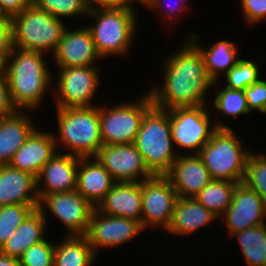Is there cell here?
Returning <instances> with one entry per match:
<instances>
[{"mask_svg":"<svg viewBox=\"0 0 266 266\" xmlns=\"http://www.w3.org/2000/svg\"><path fill=\"white\" fill-rule=\"evenodd\" d=\"M251 152L243 183L257 192L266 203V154Z\"/></svg>","mask_w":266,"mask_h":266,"instance_id":"d6a6232c","label":"cell"},{"mask_svg":"<svg viewBox=\"0 0 266 266\" xmlns=\"http://www.w3.org/2000/svg\"><path fill=\"white\" fill-rule=\"evenodd\" d=\"M168 1H170V0H149L144 6L148 7L147 9H151V10L153 9L156 12L158 11V13H159V9H160V13L162 12L161 18H163V21L166 22V24H167V20H168V24L172 25V22H175L174 20H176V18H178V19L180 18V17H178V15L182 17L184 15L183 12L186 13L190 9H189V6L185 4L187 2V0L186 1L185 0H178V1L175 0V2L172 0L170 2H168Z\"/></svg>","mask_w":266,"mask_h":266,"instance_id":"d590c367","label":"cell"},{"mask_svg":"<svg viewBox=\"0 0 266 266\" xmlns=\"http://www.w3.org/2000/svg\"><path fill=\"white\" fill-rule=\"evenodd\" d=\"M96 209L110 216L141 222L142 182H116Z\"/></svg>","mask_w":266,"mask_h":266,"instance_id":"ffe728a7","label":"cell"},{"mask_svg":"<svg viewBox=\"0 0 266 266\" xmlns=\"http://www.w3.org/2000/svg\"><path fill=\"white\" fill-rule=\"evenodd\" d=\"M218 219L204 205L199 203L195 198H177L174 206L171 223L165 230L170 234L176 235H192L196 230H200L203 226Z\"/></svg>","mask_w":266,"mask_h":266,"instance_id":"603a6c76","label":"cell"},{"mask_svg":"<svg viewBox=\"0 0 266 266\" xmlns=\"http://www.w3.org/2000/svg\"><path fill=\"white\" fill-rule=\"evenodd\" d=\"M134 145L153 175H166L179 156L171 137L169 110L153 105L144 115Z\"/></svg>","mask_w":266,"mask_h":266,"instance_id":"3957f363","label":"cell"},{"mask_svg":"<svg viewBox=\"0 0 266 266\" xmlns=\"http://www.w3.org/2000/svg\"><path fill=\"white\" fill-rule=\"evenodd\" d=\"M13 46L22 50L54 53L67 26L31 3L12 18Z\"/></svg>","mask_w":266,"mask_h":266,"instance_id":"52a82bcc","label":"cell"},{"mask_svg":"<svg viewBox=\"0 0 266 266\" xmlns=\"http://www.w3.org/2000/svg\"><path fill=\"white\" fill-rule=\"evenodd\" d=\"M135 8H100L89 11L87 17L95 20L87 26L97 53L102 58L118 56L131 51L137 16Z\"/></svg>","mask_w":266,"mask_h":266,"instance_id":"5b68a950","label":"cell"},{"mask_svg":"<svg viewBox=\"0 0 266 266\" xmlns=\"http://www.w3.org/2000/svg\"><path fill=\"white\" fill-rule=\"evenodd\" d=\"M32 3L59 19L89 13L85 0H32Z\"/></svg>","mask_w":266,"mask_h":266,"instance_id":"836d02e7","label":"cell"},{"mask_svg":"<svg viewBox=\"0 0 266 266\" xmlns=\"http://www.w3.org/2000/svg\"><path fill=\"white\" fill-rule=\"evenodd\" d=\"M45 53L13 47L8 57L7 80L11 100L17 110H35L52 84ZM51 83V84H50Z\"/></svg>","mask_w":266,"mask_h":266,"instance_id":"7a4b0ae2","label":"cell"},{"mask_svg":"<svg viewBox=\"0 0 266 266\" xmlns=\"http://www.w3.org/2000/svg\"><path fill=\"white\" fill-rule=\"evenodd\" d=\"M57 151L54 133L44 132L37 127L14 153L9 165L37 178Z\"/></svg>","mask_w":266,"mask_h":266,"instance_id":"d6986e66","label":"cell"},{"mask_svg":"<svg viewBox=\"0 0 266 266\" xmlns=\"http://www.w3.org/2000/svg\"><path fill=\"white\" fill-rule=\"evenodd\" d=\"M39 207V204H10L0 206V249L20 224Z\"/></svg>","mask_w":266,"mask_h":266,"instance_id":"f546056e","label":"cell"},{"mask_svg":"<svg viewBox=\"0 0 266 266\" xmlns=\"http://www.w3.org/2000/svg\"><path fill=\"white\" fill-rule=\"evenodd\" d=\"M209 109L206 105L169 110L171 137L176 150L191 149L192 154H198L217 128H230L221 122L212 124Z\"/></svg>","mask_w":266,"mask_h":266,"instance_id":"9c48e42d","label":"cell"},{"mask_svg":"<svg viewBox=\"0 0 266 266\" xmlns=\"http://www.w3.org/2000/svg\"><path fill=\"white\" fill-rule=\"evenodd\" d=\"M132 2L137 1L139 4H142L143 6L149 1V0H131Z\"/></svg>","mask_w":266,"mask_h":266,"instance_id":"f6af8a7d","label":"cell"},{"mask_svg":"<svg viewBox=\"0 0 266 266\" xmlns=\"http://www.w3.org/2000/svg\"><path fill=\"white\" fill-rule=\"evenodd\" d=\"M13 47L12 18L0 16V51H12Z\"/></svg>","mask_w":266,"mask_h":266,"instance_id":"f35d334b","label":"cell"},{"mask_svg":"<svg viewBox=\"0 0 266 266\" xmlns=\"http://www.w3.org/2000/svg\"><path fill=\"white\" fill-rule=\"evenodd\" d=\"M259 65L256 61L240 59L225 75L227 88L244 90L260 79Z\"/></svg>","mask_w":266,"mask_h":266,"instance_id":"1f68e13d","label":"cell"},{"mask_svg":"<svg viewBox=\"0 0 266 266\" xmlns=\"http://www.w3.org/2000/svg\"><path fill=\"white\" fill-rule=\"evenodd\" d=\"M247 25L258 24L266 18V0H240Z\"/></svg>","mask_w":266,"mask_h":266,"instance_id":"74e56055","label":"cell"},{"mask_svg":"<svg viewBox=\"0 0 266 266\" xmlns=\"http://www.w3.org/2000/svg\"><path fill=\"white\" fill-rule=\"evenodd\" d=\"M177 193L165 175H154L142 181V216L144 229L166 230L171 223Z\"/></svg>","mask_w":266,"mask_h":266,"instance_id":"8fae6325","label":"cell"},{"mask_svg":"<svg viewBox=\"0 0 266 266\" xmlns=\"http://www.w3.org/2000/svg\"><path fill=\"white\" fill-rule=\"evenodd\" d=\"M180 198H194L212 180L198 154H179L165 175Z\"/></svg>","mask_w":266,"mask_h":266,"instance_id":"ac0fdd59","label":"cell"},{"mask_svg":"<svg viewBox=\"0 0 266 266\" xmlns=\"http://www.w3.org/2000/svg\"><path fill=\"white\" fill-rule=\"evenodd\" d=\"M39 204L36 177L8 165H0V206Z\"/></svg>","mask_w":266,"mask_h":266,"instance_id":"44dd1931","label":"cell"},{"mask_svg":"<svg viewBox=\"0 0 266 266\" xmlns=\"http://www.w3.org/2000/svg\"><path fill=\"white\" fill-rule=\"evenodd\" d=\"M143 231L145 229L138 220L110 216L101 213L95 208L90 218L88 232L85 236L97 256L100 248H113L118 245H123L136 238Z\"/></svg>","mask_w":266,"mask_h":266,"instance_id":"4fadbf2b","label":"cell"},{"mask_svg":"<svg viewBox=\"0 0 266 266\" xmlns=\"http://www.w3.org/2000/svg\"><path fill=\"white\" fill-rule=\"evenodd\" d=\"M62 152L58 150L44 165L36 178L39 201L45 195L76 190L80 157Z\"/></svg>","mask_w":266,"mask_h":266,"instance_id":"2e32d148","label":"cell"},{"mask_svg":"<svg viewBox=\"0 0 266 266\" xmlns=\"http://www.w3.org/2000/svg\"><path fill=\"white\" fill-rule=\"evenodd\" d=\"M240 251L247 266H266V223L237 232Z\"/></svg>","mask_w":266,"mask_h":266,"instance_id":"83f0119b","label":"cell"},{"mask_svg":"<svg viewBox=\"0 0 266 266\" xmlns=\"http://www.w3.org/2000/svg\"><path fill=\"white\" fill-rule=\"evenodd\" d=\"M32 3V0H0V16L13 18Z\"/></svg>","mask_w":266,"mask_h":266,"instance_id":"60d3db41","label":"cell"},{"mask_svg":"<svg viewBox=\"0 0 266 266\" xmlns=\"http://www.w3.org/2000/svg\"><path fill=\"white\" fill-rule=\"evenodd\" d=\"M11 51H0V77L7 76L8 57Z\"/></svg>","mask_w":266,"mask_h":266,"instance_id":"7bdbcfd3","label":"cell"},{"mask_svg":"<svg viewBox=\"0 0 266 266\" xmlns=\"http://www.w3.org/2000/svg\"><path fill=\"white\" fill-rule=\"evenodd\" d=\"M95 158L116 182H142L154 176L134 143L103 145Z\"/></svg>","mask_w":266,"mask_h":266,"instance_id":"5bb4252c","label":"cell"},{"mask_svg":"<svg viewBox=\"0 0 266 266\" xmlns=\"http://www.w3.org/2000/svg\"><path fill=\"white\" fill-rule=\"evenodd\" d=\"M55 243L47 238L29 247L19 258L21 266H54Z\"/></svg>","mask_w":266,"mask_h":266,"instance_id":"e575fe53","label":"cell"},{"mask_svg":"<svg viewBox=\"0 0 266 266\" xmlns=\"http://www.w3.org/2000/svg\"><path fill=\"white\" fill-rule=\"evenodd\" d=\"M249 111L258 110L266 114V81L259 79L244 90Z\"/></svg>","mask_w":266,"mask_h":266,"instance_id":"8d00e7d4","label":"cell"},{"mask_svg":"<svg viewBox=\"0 0 266 266\" xmlns=\"http://www.w3.org/2000/svg\"><path fill=\"white\" fill-rule=\"evenodd\" d=\"M38 208L42 213L49 209L67 228L66 236L86 235L95 209L77 190L45 195Z\"/></svg>","mask_w":266,"mask_h":266,"instance_id":"7c38bea8","label":"cell"},{"mask_svg":"<svg viewBox=\"0 0 266 266\" xmlns=\"http://www.w3.org/2000/svg\"><path fill=\"white\" fill-rule=\"evenodd\" d=\"M233 130L231 127L217 128L198 153L212 180L244 181L251 151L247 147L243 149L244 139Z\"/></svg>","mask_w":266,"mask_h":266,"instance_id":"8992f818","label":"cell"},{"mask_svg":"<svg viewBox=\"0 0 266 266\" xmlns=\"http://www.w3.org/2000/svg\"><path fill=\"white\" fill-rule=\"evenodd\" d=\"M221 218L230 237L247 228L265 224L266 203L257 192L241 182L237 184L232 202Z\"/></svg>","mask_w":266,"mask_h":266,"instance_id":"9a60e30c","label":"cell"},{"mask_svg":"<svg viewBox=\"0 0 266 266\" xmlns=\"http://www.w3.org/2000/svg\"><path fill=\"white\" fill-rule=\"evenodd\" d=\"M0 266H21L18 258L0 252Z\"/></svg>","mask_w":266,"mask_h":266,"instance_id":"ee69618b","label":"cell"},{"mask_svg":"<svg viewBox=\"0 0 266 266\" xmlns=\"http://www.w3.org/2000/svg\"><path fill=\"white\" fill-rule=\"evenodd\" d=\"M188 37L201 53L207 72L213 81L220 79V76L225 75L241 59L238 57L239 50L233 42L221 39L214 42L210 48H205L199 44L200 38L197 34H189Z\"/></svg>","mask_w":266,"mask_h":266,"instance_id":"484cf974","label":"cell"},{"mask_svg":"<svg viewBox=\"0 0 266 266\" xmlns=\"http://www.w3.org/2000/svg\"><path fill=\"white\" fill-rule=\"evenodd\" d=\"M89 11L100 8H134L131 0H85Z\"/></svg>","mask_w":266,"mask_h":266,"instance_id":"b9f144b4","label":"cell"},{"mask_svg":"<svg viewBox=\"0 0 266 266\" xmlns=\"http://www.w3.org/2000/svg\"><path fill=\"white\" fill-rule=\"evenodd\" d=\"M215 96L213 99L214 107L216 111L222 113V117L228 118L229 116L232 119V117H237L240 114L247 115L250 113L243 90L230 89L225 86L223 90L215 92Z\"/></svg>","mask_w":266,"mask_h":266,"instance_id":"4dcf8cb0","label":"cell"},{"mask_svg":"<svg viewBox=\"0 0 266 266\" xmlns=\"http://www.w3.org/2000/svg\"><path fill=\"white\" fill-rule=\"evenodd\" d=\"M96 255L87 237L66 236L55 244L54 266H92Z\"/></svg>","mask_w":266,"mask_h":266,"instance_id":"4316f807","label":"cell"},{"mask_svg":"<svg viewBox=\"0 0 266 266\" xmlns=\"http://www.w3.org/2000/svg\"><path fill=\"white\" fill-rule=\"evenodd\" d=\"M164 60L163 86L152 85L148 91L153 105L166 110L208 105L207 91L217 81L209 76L198 48L187 39Z\"/></svg>","mask_w":266,"mask_h":266,"instance_id":"6da1fadb","label":"cell"},{"mask_svg":"<svg viewBox=\"0 0 266 266\" xmlns=\"http://www.w3.org/2000/svg\"><path fill=\"white\" fill-rule=\"evenodd\" d=\"M51 56L57 68L93 66L97 60H102L87 26L75 30L67 27Z\"/></svg>","mask_w":266,"mask_h":266,"instance_id":"e0dca14e","label":"cell"},{"mask_svg":"<svg viewBox=\"0 0 266 266\" xmlns=\"http://www.w3.org/2000/svg\"><path fill=\"white\" fill-rule=\"evenodd\" d=\"M237 184L225 180H211L194 198L218 218H221L232 202Z\"/></svg>","mask_w":266,"mask_h":266,"instance_id":"f1b7e54d","label":"cell"},{"mask_svg":"<svg viewBox=\"0 0 266 266\" xmlns=\"http://www.w3.org/2000/svg\"><path fill=\"white\" fill-rule=\"evenodd\" d=\"M56 110L59 135L57 137L54 133V137L57 150L60 149L58 148L60 142L71 155L80 158L95 157L103 146L99 107L56 108Z\"/></svg>","mask_w":266,"mask_h":266,"instance_id":"277c9868","label":"cell"},{"mask_svg":"<svg viewBox=\"0 0 266 266\" xmlns=\"http://www.w3.org/2000/svg\"><path fill=\"white\" fill-rule=\"evenodd\" d=\"M17 111V108L14 106L9 86L6 76L0 77V117L13 114Z\"/></svg>","mask_w":266,"mask_h":266,"instance_id":"ab89813d","label":"cell"},{"mask_svg":"<svg viewBox=\"0 0 266 266\" xmlns=\"http://www.w3.org/2000/svg\"><path fill=\"white\" fill-rule=\"evenodd\" d=\"M45 216L39 208L35 209L14 231L0 252L19 259L29 247L45 240Z\"/></svg>","mask_w":266,"mask_h":266,"instance_id":"d4e9b609","label":"cell"},{"mask_svg":"<svg viewBox=\"0 0 266 266\" xmlns=\"http://www.w3.org/2000/svg\"><path fill=\"white\" fill-rule=\"evenodd\" d=\"M24 110L0 117V165H8L14 153L25 143L37 126Z\"/></svg>","mask_w":266,"mask_h":266,"instance_id":"cb8c5ba5","label":"cell"},{"mask_svg":"<svg viewBox=\"0 0 266 266\" xmlns=\"http://www.w3.org/2000/svg\"><path fill=\"white\" fill-rule=\"evenodd\" d=\"M115 183L110 173L95 157L79 159L76 190L95 208Z\"/></svg>","mask_w":266,"mask_h":266,"instance_id":"7402d4cb","label":"cell"},{"mask_svg":"<svg viewBox=\"0 0 266 266\" xmlns=\"http://www.w3.org/2000/svg\"><path fill=\"white\" fill-rule=\"evenodd\" d=\"M96 66H74L67 68H58L57 93L54 96L56 99L57 108L71 107H91L97 87L100 85V75ZM56 97V98H55Z\"/></svg>","mask_w":266,"mask_h":266,"instance_id":"30bf717a","label":"cell"},{"mask_svg":"<svg viewBox=\"0 0 266 266\" xmlns=\"http://www.w3.org/2000/svg\"><path fill=\"white\" fill-rule=\"evenodd\" d=\"M153 106L146 91L135 103L99 106L100 133L103 145L134 143L145 113Z\"/></svg>","mask_w":266,"mask_h":266,"instance_id":"ba28073f","label":"cell"}]
</instances>
